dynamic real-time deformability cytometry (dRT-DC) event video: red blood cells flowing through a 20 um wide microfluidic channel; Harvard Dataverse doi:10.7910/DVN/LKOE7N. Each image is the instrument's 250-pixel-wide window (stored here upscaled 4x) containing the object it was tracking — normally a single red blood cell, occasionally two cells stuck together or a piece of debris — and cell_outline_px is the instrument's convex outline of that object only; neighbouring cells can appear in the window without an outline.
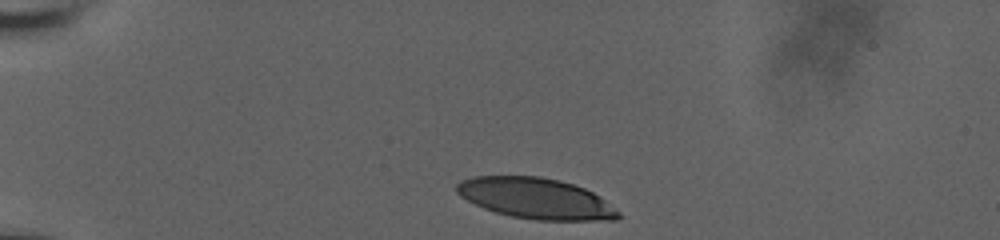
{"species": "human", "species_latin": "Homo sapiens", "temperature_condition": "room temperature", "stored_images_in_passage": 8, "camera_frame_rate_fps": 3000, "um_per_image_px": 0.085, "donor": {"sex": "male"}, "frame": {"image": 1, "passage_image": 1, "time_ms": 0.0, "image_size_px": [1000, 240], "cell_outline_px": [[624, 216], [616, 220], [536, 220], [512, 216], [496, 212], [484, 208], [460, 196], [456, 192], [456, 184], [460, 180], [472, 176], [540, 176], [560, 180], [584, 188], [600, 196], [620, 212]], "centroid_in_image_um": [45.56, 16.86], "position_along_channel_um": 39.4, "area_um2": 38.49}}
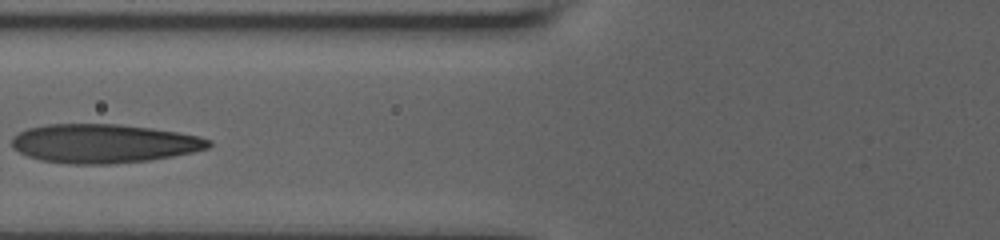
{"frame": {"image": 2, "passage_image": 6, "time_ms": 3.667, "image_size_px": [1000, 240], "cell_outline_px": [[212, 144], [208, 148], [192, 152], [172, 156], [148, 160], [108, 164], [68, 164], [40, 160], [28, 156], [12, 148], [12, 136], [28, 128], [44, 124], [116, 124], [152, 128], [200, 136], [212, 140]], "centroid_in_image_um": [8.8, 12.19], "position_along_channel_um": 117.0, "area_um2": 44.62}}
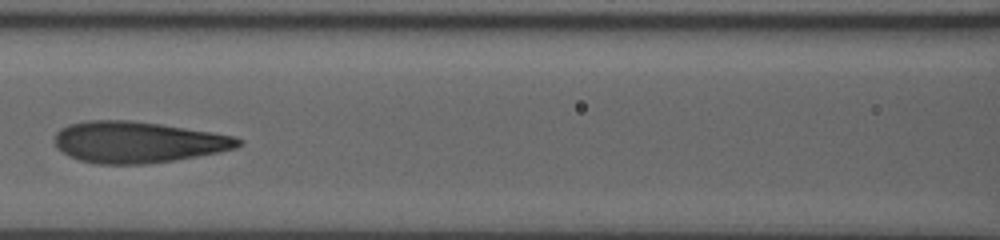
{"frame": {"image": 3, "passage_image": 7, "time_ms": 4.667, "image_size_px": [1000, 240], "cell_outline_px": [[244, 144], [236, 148], [220, 152], [148, 164], [96, 164], [80, 160], [68, 156], [56, 148], [52, 140], [56, 132], [60, 128], [68, 124], [88, 120], [132, 120], [160, 124], [212, 132], [236, 136], [244, 140]], "centroid_in_image_um": [11.69, 12.08], "position_along_channel_um": 154.9, "area_um2": 44.62}}